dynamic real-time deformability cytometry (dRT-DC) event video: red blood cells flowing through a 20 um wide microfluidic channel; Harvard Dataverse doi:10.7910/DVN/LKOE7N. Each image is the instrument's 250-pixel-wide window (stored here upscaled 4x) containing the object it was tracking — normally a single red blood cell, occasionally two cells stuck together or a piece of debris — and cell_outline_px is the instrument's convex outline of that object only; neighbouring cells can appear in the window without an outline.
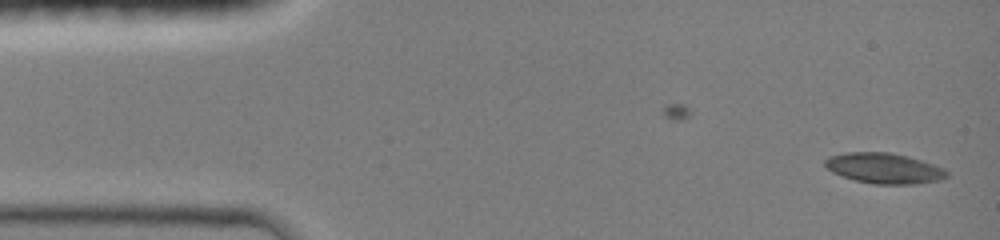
{"species": "common noctule bat (a hibernating species)", "species_latin": "Nyctalus noctula", "temperature_condition": "room temperature", "stored_images_in_passage": 43, "camera_frame_rate_fps": 3000, "um_per_image_px": 0.085, "animal": {"sex": "female", "body_mass_g": 19.0, "forearm_length_mm": 51.5}, "frame": {"image": 1, "passage_image": 1, "time_ms": 0.0, "image_size_px": [1000, 240], "cell_outline_px": [[948, 176], [936, 180], [912, 184], [876, 184], [856, 180], [832, 172], [824, 164], [824, 160], [832, 156], [848, 152], [888, 152], [920, 160], [932, 164], [948, 172]], "centroid_in_image_um": [75.11, 14.3], "position_along_channel_um": 9.9, "area_um2": 20.98}}
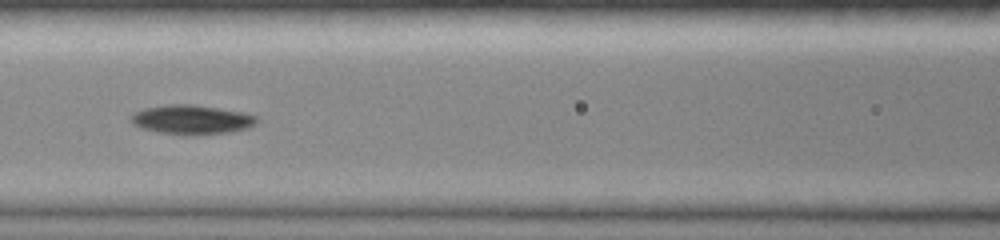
{"frame": {"image": 2, "passage_image": 19, "time_ms": 6.0, "image_size_px": [1000, 240], "cell_outline_px": [[256, 124], [248, 128], [228, 132], [196, 136], [184, 136], [160, 132], [144, 128], [136, 124], [132, 120], [132, 116], [136, 112], [144, 108], [168, 104], [188, 104], [244, 112], [256, 116]], "centroid_in_image_um": [16.34, 10.18], "position_along_channel_um": 150.3, "area_um2": 21.27}}
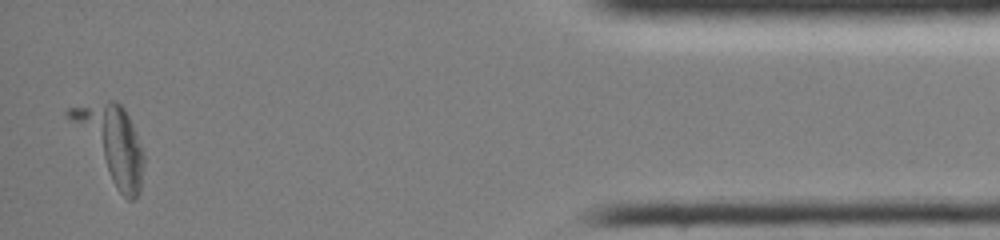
{"frame": {"image": 3, "passage_image": 43, "time_ms": 14.0, "image_size_px": [1000, 240], "cell_outline_px": [[144, 168], [140, 192], [132, 200], [128, 200], [116, 188], [64, 112], [68, 108], [112, 100], [116, 100], [124, 108], [132, 124], [144, 152]], "centroid_in_image_um": [9.5, 12.17], "position_along_channel_um": 425.7, "area_um2": 31.67}}